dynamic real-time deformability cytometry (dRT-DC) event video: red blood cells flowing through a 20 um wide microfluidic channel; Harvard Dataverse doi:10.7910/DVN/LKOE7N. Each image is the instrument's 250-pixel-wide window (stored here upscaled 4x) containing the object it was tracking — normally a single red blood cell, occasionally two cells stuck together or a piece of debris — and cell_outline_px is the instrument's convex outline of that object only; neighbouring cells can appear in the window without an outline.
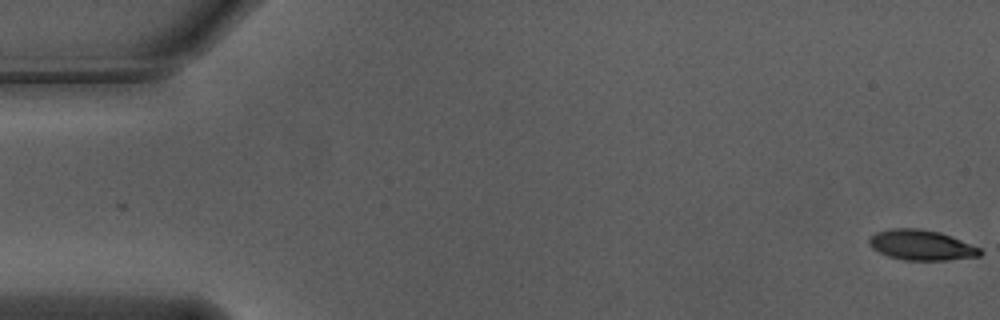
{"species": "Egyptian fruit bat (a non-hibernating species)", "species_latin": "Rousettus aegyptiacus", "temperature_condition": "warm", "stored_images_in_passage": 14, "camera_frame_rate_fps": 3000, "um_per_image_px": 0.085, "animal": {"sex": "male"}, "frame": {"image": 1, "passage_image": 1, "time_ms": 0.0, "image_size_px": [1000, 320], "cell_outline_px": [[984, 252], [980, 256], [948, 260], [904, 260], [888, 256], [872, 248], [868, 240], [876, 232], [892, 228], [920, 228], [940, 232], [980, 248]], "centroid_in_image_um": [78.33, 20.83], "position_along_channel_um": 6.7, "area_um2": 19.48}}